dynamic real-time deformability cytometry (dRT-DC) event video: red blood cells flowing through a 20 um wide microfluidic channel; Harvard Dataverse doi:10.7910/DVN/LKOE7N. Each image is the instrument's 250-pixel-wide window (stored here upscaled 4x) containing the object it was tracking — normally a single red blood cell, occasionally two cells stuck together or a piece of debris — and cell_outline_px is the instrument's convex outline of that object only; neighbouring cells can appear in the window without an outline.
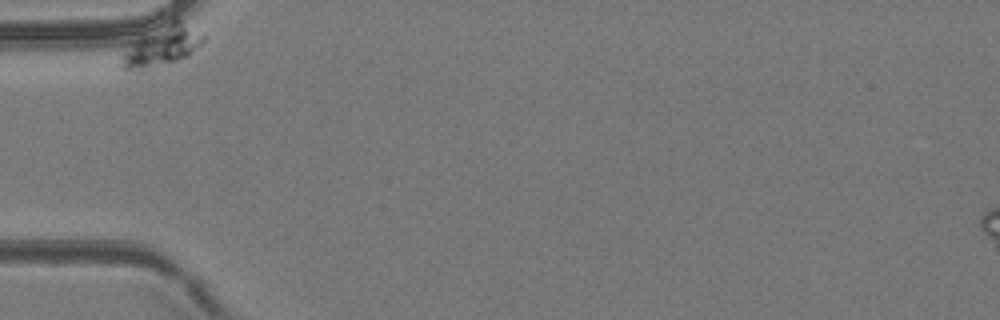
{"species": "common noctule bat (a hibernating species)", "species_latin": "Nyctalus noctula", "temperature_condition": "room temperature", "stored_images_in_passage": 1, "camera_frame_rate_fps": 3000, "um_per_image_px": 0.085, "animal": {"sex": "female", "body_mass_g": 24.6, "forearm_length_mm": 56.2}, "frame": {"image": 1, "passage_image": 1, "time_ms": 0.0, "image_size_px": [1000, 320], "cell_outline_px": [[204, 40], [188, 56], [140, 72], [128, 72], [120, 68], [120, 56], [124, 40], [172, 16], [176, 16], [204, 36]], "centroid_in_image_um": [13.54, 3.85], "position_along_channel_um": 71.5, "area_um2": 21.21}}